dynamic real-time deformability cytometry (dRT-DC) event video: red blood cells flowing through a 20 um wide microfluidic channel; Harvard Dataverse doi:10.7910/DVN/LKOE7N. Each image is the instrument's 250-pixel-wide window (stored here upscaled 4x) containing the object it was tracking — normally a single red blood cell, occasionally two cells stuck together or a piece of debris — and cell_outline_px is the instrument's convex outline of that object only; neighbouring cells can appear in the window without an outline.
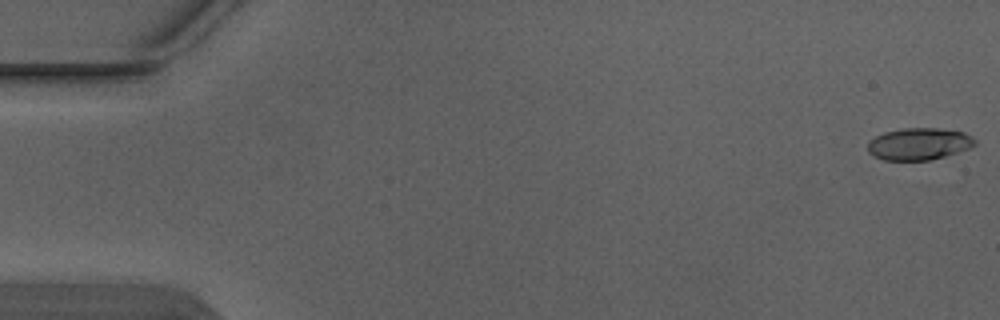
{"species": "Egyptian fruit bat (a non-hibernating species)", "species_latin": "Rousettus aegyptiacus", "temperature_condition": "warm", "stored_images_in_passage": 5, "camera_frame_rate_fps": 3000, "um_per_image_px": 0.085, "animal": {"sex": "male"}, "frame": {"image": 1, "passage_image": 1, "time_ms": 0.0, "image_size_px": [1000, 320], "cell_outline_px": [[976, 144], [968, 148], [932, 160], [884, 160], [868, 152], [868, 140], [884, 132], [904, 128], [940, 128], [964, 132], [972, 136], [976, 140]], "centroid_in_image_um": [78.11, 12.22], "position_along_channel_um": 6.9, "area_um2": 19.94}}
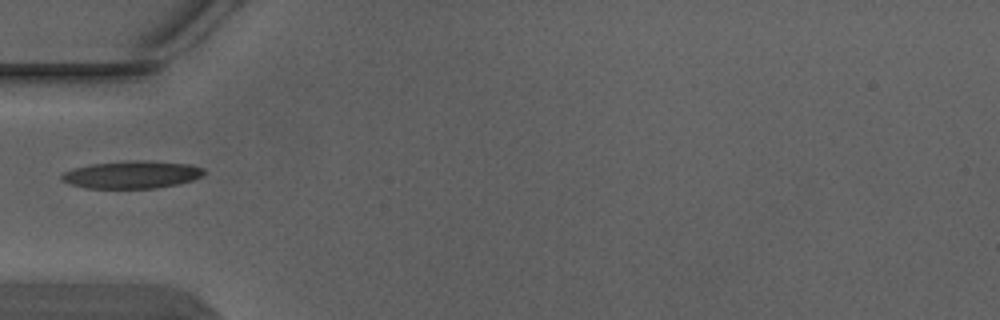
{"frame": {"image": 2, "passage_image": 4, "time_ms": 1.0, "image_size_px": [1000, 320], "cell_outline_px": [[204, 172], [200, 176], [192, 180], [180, 184], [156, 188], [84, 188], [60, 180], [60, 176], [64, 172], [72, 168], [92, 164], [140, 160], [144, 160], [188, 164], [204, 168]], "centroid_in_image_um": [11.19, 14.85], "position_along_channel_um": 73.8, "area_um2": 22.72}}
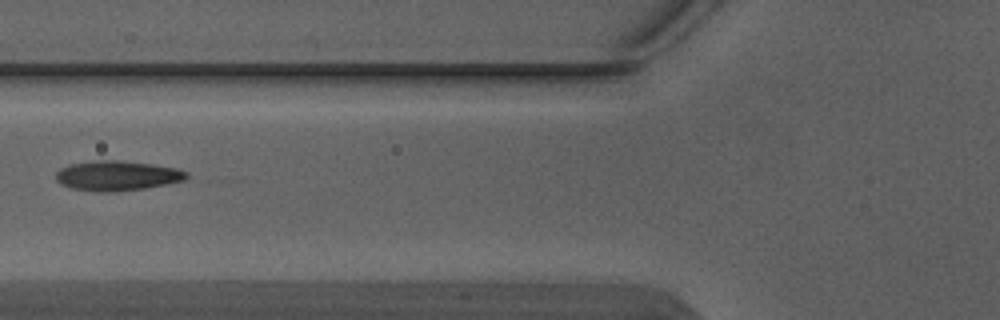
{"frame": {"image": 3, "passage_image": 5, "time_ms": 1.333, "image_size_px": [1000, 320], "cell_outline_px": [[188, 176], [184, 180], [144, 188], [112, 192], [100, 192], [72, 188], [60, 184], [56, 180], [56, 172], [60, 168], [68, 164], [92, 160], [116, 160], [152, 164], [180, 168], [188, 172]], "centroid_in_image_um": [9.93, 14.92], "position_along_channel_um": 115.9, "area_um2": 22.83}}